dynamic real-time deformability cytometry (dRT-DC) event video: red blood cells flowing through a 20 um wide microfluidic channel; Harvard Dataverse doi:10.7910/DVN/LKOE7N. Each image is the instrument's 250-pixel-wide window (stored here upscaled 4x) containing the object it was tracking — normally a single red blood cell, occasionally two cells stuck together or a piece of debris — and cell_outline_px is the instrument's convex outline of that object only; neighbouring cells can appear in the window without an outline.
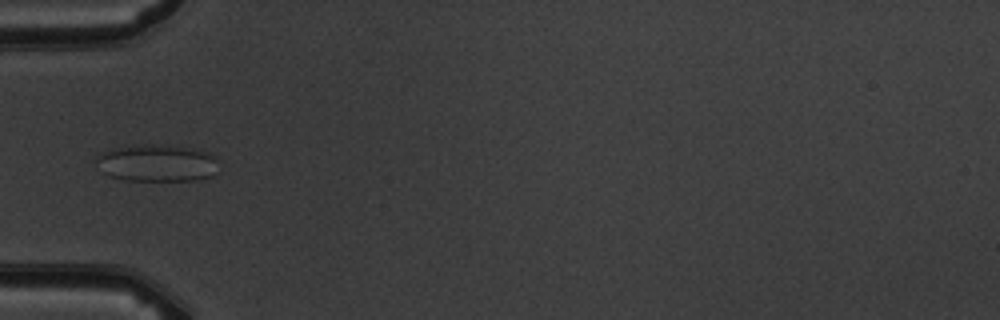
{"species": "common noctule bat (a hibernating species)", "species_latin": "Nyctalus noctula", "temperature_condition": "warm", "stored_images_in_passage": 7, "camera_frame_rate_fps": 3000, "um_per_image_px": 0.085, "animal": {"sex": "male", "body_mass_g": 19.5, "forearm_length_mm": 54.6}, "frame": {"image": 1, "passage_image": 6, "time_ms": 6.0, "image_size_px": [1000, 320], "cell_outline_px": [[216, 172], [212, 176], [200, 180], [124, 180], [108, 176], [100, 172], [96, 160], [96, 156], [100, 152], [124, 144], [176, 144], [208, 152], [216, 156]], "centroid_in_image_um": [13.3, 13.82], "position_along_channel_um": 71.7, "area_um2": 27.4}}
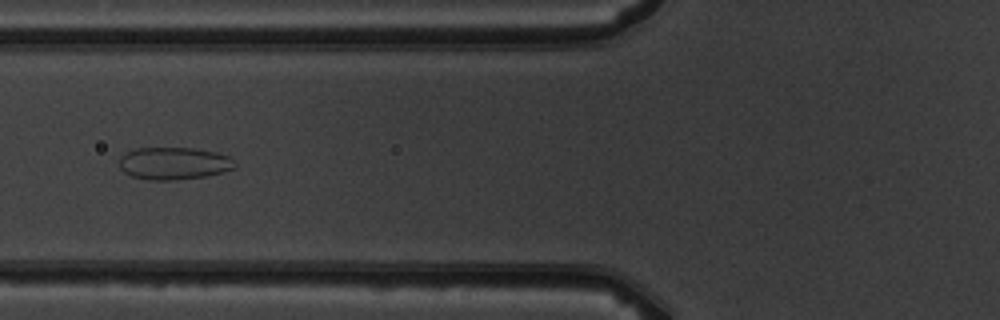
{"frame": {"image": 2, "passage_image": 7, "time_ms": 7.0, "image_size_px": [1000, 320], "cell_outline_px": [[236, 164], [232, 168], [224, 172], [204, 176], [172, 180], [148, 180], [132, 176], [124, 172], [120, 168], [120, 156], [124, 152], [136, 148], [192, 148], [216, 152], [228, 156]], "centroid_in_image_um": [14.74, 13.88], "position_along_channel_um": 111.1, "area_um2": 21.73}}